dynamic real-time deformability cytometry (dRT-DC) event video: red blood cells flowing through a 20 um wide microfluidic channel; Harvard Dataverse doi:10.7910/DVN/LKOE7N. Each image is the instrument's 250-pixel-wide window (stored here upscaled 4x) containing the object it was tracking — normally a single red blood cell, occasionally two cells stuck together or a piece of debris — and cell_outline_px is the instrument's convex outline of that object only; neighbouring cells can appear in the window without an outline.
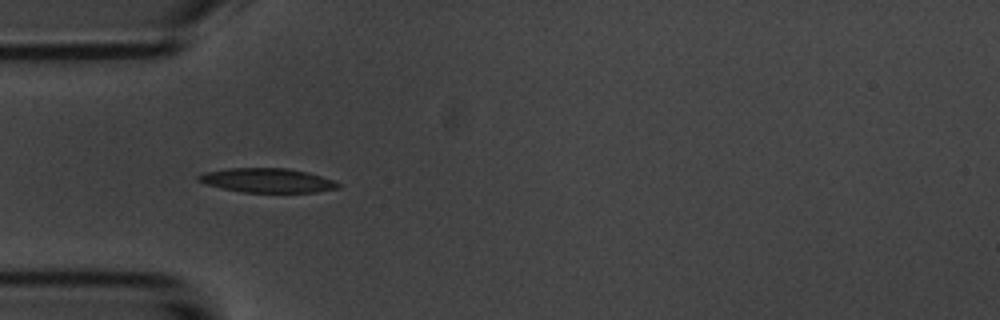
{"species": "common noctule bat (a hibernating species)", "species_latin": "Nyctalus noctula", "temperature_condition": "room temperature", "stored_images_in_passage": 6, "camera_frame_rate_fps": 3000, "um_per_image_px": 0.085, "animal": {"sex": "male", "body_mass_g": 20.1, "forearm_length_mm": 53.5}, "frame": {"image": 1, "passage_image": 5, "time_ms": 4.667, "image_size_px": [1000, 320], "cell_outline_px": [[340, 184], [336, 188], [316, 192], [244, 192], [220, 188], [196, 180], [196, 176], [208, 172], [228, 168], [288, 168], [308, 172], [332, 180]], "centroid_in_image_um": [22.69, 15.33], "position_along_channel_um": 62.3, "area_um2": 19.48}}